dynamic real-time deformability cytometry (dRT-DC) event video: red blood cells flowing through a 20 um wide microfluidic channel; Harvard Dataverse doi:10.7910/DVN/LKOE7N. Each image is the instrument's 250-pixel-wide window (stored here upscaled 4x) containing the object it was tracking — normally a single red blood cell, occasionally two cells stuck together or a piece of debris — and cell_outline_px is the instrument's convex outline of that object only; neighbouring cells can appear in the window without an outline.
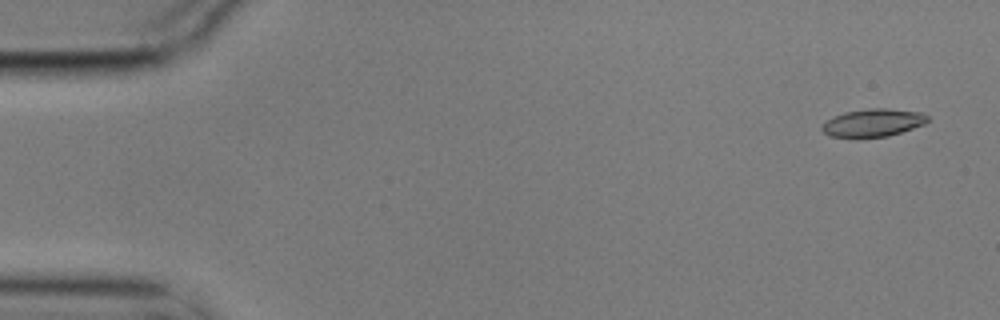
{"species": "common noctule bat (a hibernating species)", "species_latin": "Nyctalus noctula", "temperature_condition": "cold", "stored_images_in_passage": 5, "camera_frame_rate_fps": 3000, "um_per_image_px": 0.085, "animal": {"sex": "male", "body_mass_g": 17.9}, "frame": {"image": 1, "passage_image": 1, "time_ms": 0.0, "image_size_px": [1000, 320], "cell_outline_px": [[928, 120], [924, 124], [888, 136], [828, 136], [820, 128], [828, 120], [844, 112], [868, 108], [884, 108], [920, 112], [928, 116]], "centroid_in_image_um": [74.22, 10.41], "position_along_channel_um": 10.8, "area_um2": 16.59}}